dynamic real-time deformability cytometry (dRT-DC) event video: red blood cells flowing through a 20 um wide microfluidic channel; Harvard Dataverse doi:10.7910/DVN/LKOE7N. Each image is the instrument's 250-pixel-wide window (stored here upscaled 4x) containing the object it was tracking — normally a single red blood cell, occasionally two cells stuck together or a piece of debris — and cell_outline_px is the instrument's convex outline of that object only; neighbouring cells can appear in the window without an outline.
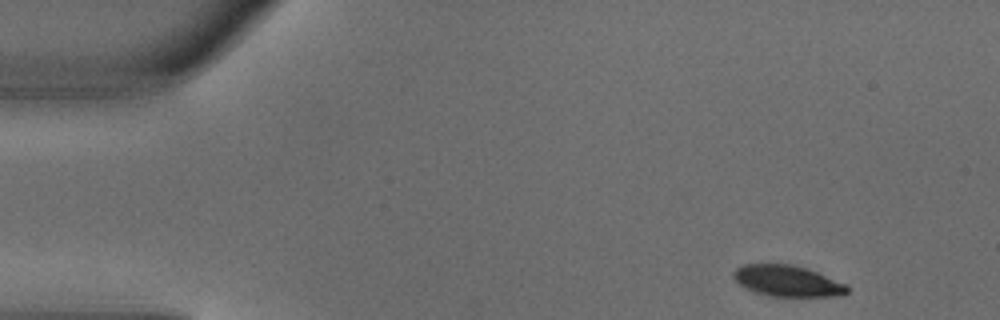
{"species": "common noctule bat (a hibernating species)", "species_latin": "Nyctalus noctula", "temperature_condition": "warm", "stored_images_in_passage": 4, "camera_frame_rate_fps": 3000, "um_per_image_px": 0.085, "animal": {"sex": "male", "body_mass_g": 18.8}, "frame": {"image": 1, "passage_image": 1, "time_ms": 0.0, "image_size_px": [1000, 320], "cell_outline_px": [[848, 292], [840, 296], [772, 296], [756, 292], [744, 288], [732, 276], [732, 272], [736, 268], [744, 264], [788, 264], [804, 268], [816, 272], [844, 284], [848, 288]], "centroid_in_image_um": [66.87, 23.88], "position_along_channel_um": 18.1, "area_um2": 20.23}}
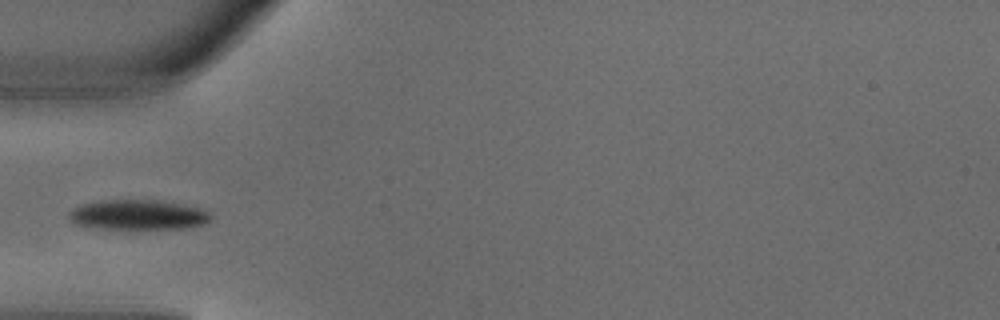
{"frame": {"image": 2, "passage_image": 4, "time_ms": 1.0, "image_size_px": [1000, 320], "cell_outline_px": [[212, 216], [204, 224], [184, 228], [100, 228], [76, 224], [68, 216], [76, 208], [84, 204], [100, 200], [156, 200], [180, 204], [200, 208], [208, 212]], "centroid_in_image_um": [11.77, 18.25], "position_along_channel_um": 73.2, "area_um2": 24.1}}